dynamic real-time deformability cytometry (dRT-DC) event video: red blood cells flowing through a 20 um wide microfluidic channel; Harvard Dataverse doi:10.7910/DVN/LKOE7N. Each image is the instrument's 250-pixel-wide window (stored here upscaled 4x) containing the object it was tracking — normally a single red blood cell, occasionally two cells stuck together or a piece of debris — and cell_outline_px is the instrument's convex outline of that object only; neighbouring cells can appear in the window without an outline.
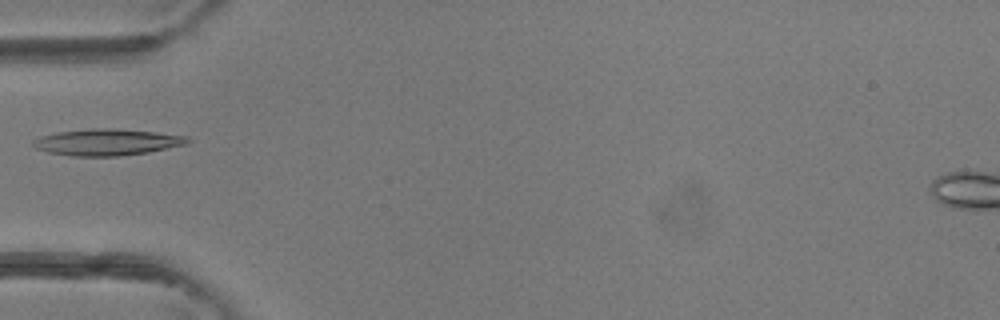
{"species": "common noctule bat (a hibernating species)", "species_latin": "Nyctalus noctula", "temperature_condition": "room temperature", "stored_images_in_passage": 5, "camera_frame_rate_fps": 3000, "um_per_image_px": 0.085, "animal": {"sex": "female"}, "frame": {"image": 1, "passage_image": 5, "time_ms": 1.333, "image_size_px": [1000, 320], "cell_outline_px": [[192, 140], [188, 144], [148, 152], [120, 156], [72, 156], [48, 152], [36, 148], [32, 144], [32, 140], [40, 136], [60, 132], [92, 128], [112, 128], [156, 132], [188, 136]], "centroid_in_image_um": [9.13, 12.08], "position_along_channel_um": 75.9, "area_um2": 23.87}}